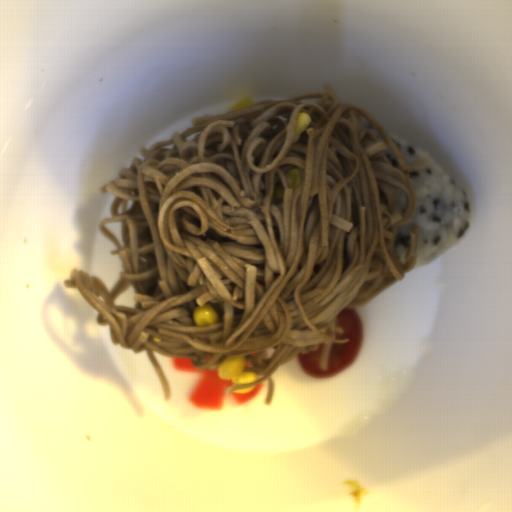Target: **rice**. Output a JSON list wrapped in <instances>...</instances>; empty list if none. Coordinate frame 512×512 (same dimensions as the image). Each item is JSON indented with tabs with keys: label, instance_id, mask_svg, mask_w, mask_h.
<instances>
[{
	"label": "rice",
	"instance_id": "obj_1",
	"mask_svg": "<svg viewBox=\"0 0 512 512\" xmlns=\"http://www.w3.org/2000/svg\"><path fill=\"white\" fill-rule=\"evenodd\" d=\"M387 136L405 163L425 164L424 169L410 174L414 180V219L400 227L394 241L397 260L405 263L411 233L418 227L414 268H419L447 252L464 236L471 215L469 197L432 157L403 139Z\"/></svg>",
	"mask_w": 512,
	"mask_h": 512
}]
</instances>
